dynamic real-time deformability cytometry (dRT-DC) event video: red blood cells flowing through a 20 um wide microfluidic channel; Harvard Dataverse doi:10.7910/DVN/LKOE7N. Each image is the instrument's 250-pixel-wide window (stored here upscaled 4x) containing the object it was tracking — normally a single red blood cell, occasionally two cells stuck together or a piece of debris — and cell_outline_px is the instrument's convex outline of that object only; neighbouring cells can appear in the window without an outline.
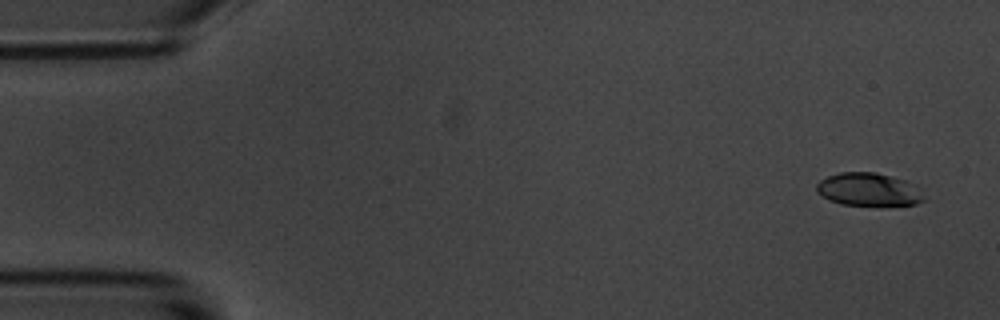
{"species": "common noctule bat (a hibernating species)", "species_latin": "Nyctalus noctula", "temperature_condition": "room temperature", "stored_images_in_passage": 5, "camera_frame_rate_fps": 3000, "um_per_image_px": 0.085, "animal": {"sex": "male", "body_mass_g": 20.1, "forearm_length_mm": 53.5}, "frame": {"image": 1, "passage_image": 1, "time_ms": 0.0, "image_size_px": [1000, 320], "cell_outline_px": [[924, 200], [916, 204], [840, 204], [828, 200], [816, 192], [816, 184], [820, 180], [828, 176], [840, 172], [876, 172], [904, 180], [916, 184], [924, 196]], "centroid_in_image_um": [73.8, 16.08], "position_along_channel_um": 11.2, "area_um2": 20.46}}
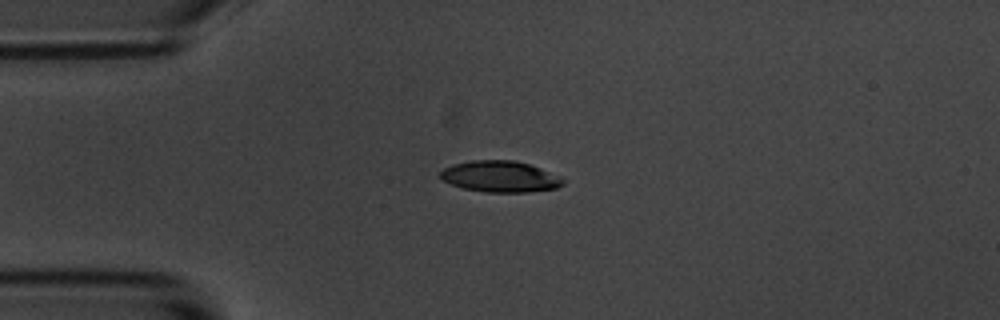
{"frame": {"image": 2, "passage_image": 4, "time_ms": 3.667, "image_size_px": [1000, 320], "cell_outline_px": [[564, 184], [556, 188], [528, 192], [484, 192], [464, 188], [452, 184], [444, 180], [440, 176], [440, 172], [444, 168], [452, 164], [472, 160], [512, 160], [528, 164], [540, 168], [560, 176], [564, 180]], "centroid_in_image_um": [42.52, 15.0], "position_along_channel_um": 42.5, "area_um2": 22.2}}